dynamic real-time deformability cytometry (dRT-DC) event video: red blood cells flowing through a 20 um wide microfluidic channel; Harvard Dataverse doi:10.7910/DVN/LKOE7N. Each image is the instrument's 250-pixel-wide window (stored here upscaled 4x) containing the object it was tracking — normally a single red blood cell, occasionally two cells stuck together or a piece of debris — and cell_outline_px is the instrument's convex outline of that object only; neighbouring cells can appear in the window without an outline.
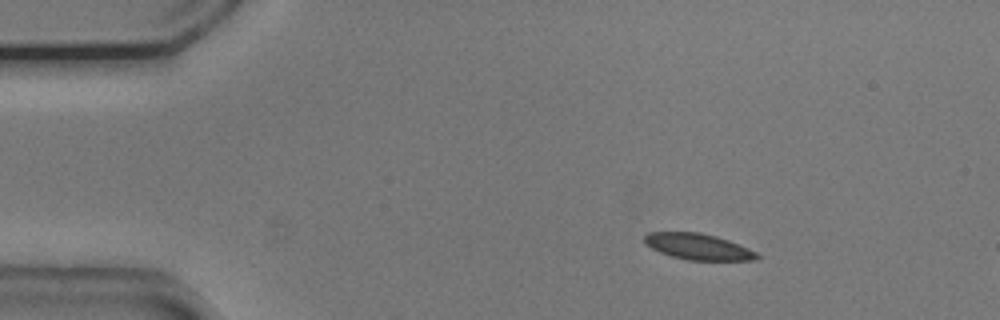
{"species": "common noctule bat (a hibernating species)", "species_latin": "Nyctalus noctula", "temperature_condition": "cold", "stored_images_in_passage": 7, "camera_frame_rate_fps": 3000, "um_per_image_px": 0.085, "animal": {"sex": "male", "body_mass_g": 20.5, "forearm_length_mm": 52.5}, "frame": {"image": 1, "passage_image": 1, "time_ms": 0.0, "image_size_px": [1000, 320], "cell_outline_px": [[760, 256], [756, 260], [688, 260], [672, 256], [660, 252], [644, 244], [644, 236], [648, 232], [700, 232], [716, 236], [728, 240], [748, 248], [756, 252]], "centroid_in_image_um": [59.32, 20.96], "position_along_channel_um": 25.7, "area_um2": 17.05}}